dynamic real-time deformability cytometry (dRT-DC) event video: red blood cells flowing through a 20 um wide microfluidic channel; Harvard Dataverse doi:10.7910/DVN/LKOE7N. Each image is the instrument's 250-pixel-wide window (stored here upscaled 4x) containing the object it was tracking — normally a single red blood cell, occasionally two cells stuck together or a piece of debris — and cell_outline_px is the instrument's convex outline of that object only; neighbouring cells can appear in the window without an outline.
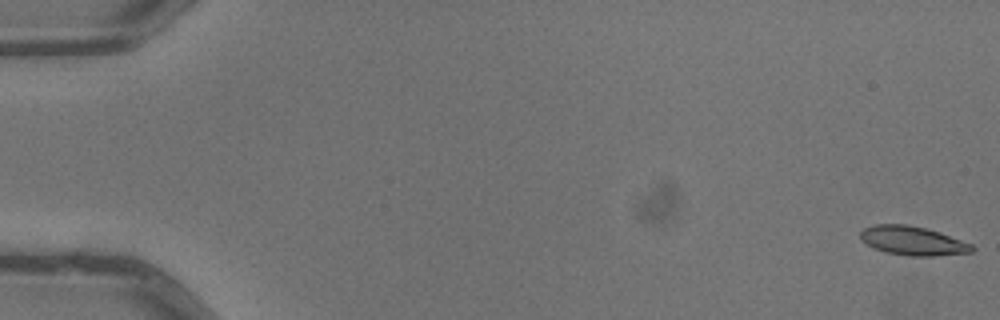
{"species": "common noctule bat (a hibernating species)", "species_latin": "Nyctalus noctula", "temperature_condition": "warm", "stored_images_in_passage": 6, "camera_frame_rate_fps": 3000, "um_per_image_px": 0.085, "animal": {"sex": "male", "body_mass_g": 13.3}, "frame": {"image": 1, "passage_image": 1, "time_ms": 0.0, "image_size_px": [1000, 320], "cell_outline_px": [[976, 248], [972, 252], [936, 256], [908, 256], [884, 252], [872, 248], [860, 240], [860, 232], [864, 228], [876, 224], [908, 224], [940, 232], [972, 244]], "centroid_in_image_um": [77.56, 20.47], "position_along_channel_um": 7.4, "area_um2": 19.07}}
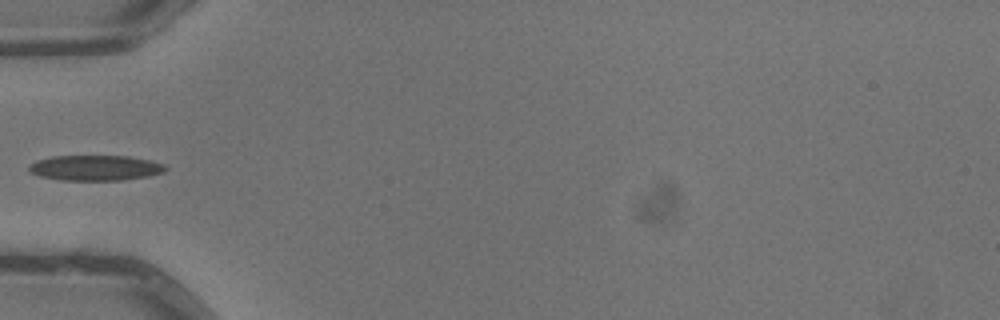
{"frame": {"image": 2, "passage_image": 5, "time_ms": 1.333, "image_size_px": [1000, 320], "cell_outline_px": [[168, 168], [164, 172], [148, 176], [120, 180], [60, 180], [40, 176], [28, 172], [28, 164], [36, 160], [52, 156], [128, 156], [148, 160], [164, 164]], "centroid_in_image_um": [8.06, 14.27], "position_along_channel_um": 76.9, "area_um2": 20.23}}
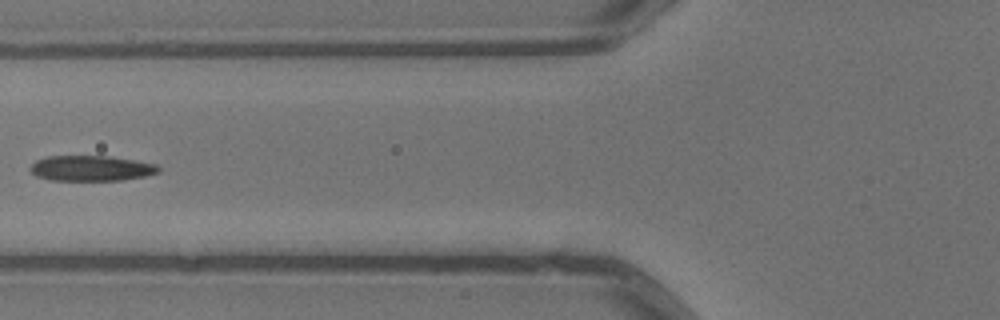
{"frame": {"image": 3, "passage_image": 6, "time_ms": 1.667, "image_size_px": [1000, 320], "cell_outline_px": [[160, 172], [144, 176], [124, 180], [48, 180], [36, 176], [28, 168], [36, 160], [48, 156], [112, 156], [136, 160], [156, 164], [160, 168]], "centroid_in_image_um": [7.75, 14.3], "position_along_channel_um": 118.0, "area_um2": 19.13}}